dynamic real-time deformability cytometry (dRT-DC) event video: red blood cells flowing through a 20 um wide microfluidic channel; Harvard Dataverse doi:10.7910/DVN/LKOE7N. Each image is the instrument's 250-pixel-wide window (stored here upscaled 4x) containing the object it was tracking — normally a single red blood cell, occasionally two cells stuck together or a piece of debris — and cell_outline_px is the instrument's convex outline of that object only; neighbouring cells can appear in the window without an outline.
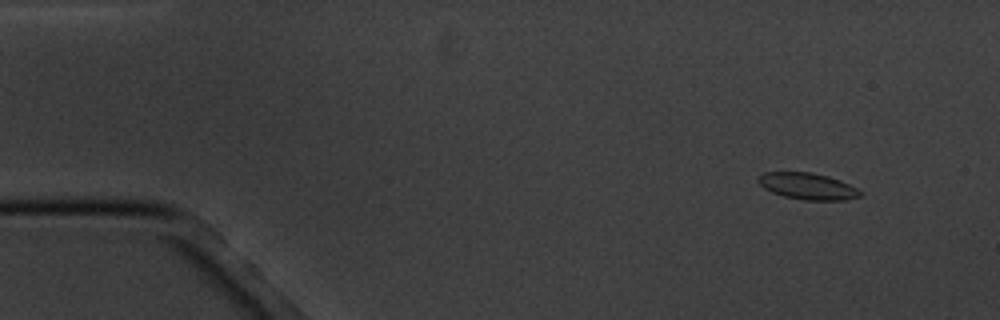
{"species": "common noctule bat (a hibernating species)", "species_latin": "Nyctalus noctula", "temperature_condition": "cold", "stored_images_in_passage": 4, "camera_frame_rate_fps": 3000, "um_per_image_px": 0.085, "animal": {"sex": "male", "body_mass_g": 20.1, "forearm_length_mm": 53.5}, "frame": {"image": 1, "passage_image": 1, "time_ms": 0.0, "image_size_px": [1000, 320], "cell_outline_px": [[864, 192], [860, 196], [848, 200], [804, 200], [784, 196], [772, 192], [764, 188], [756, 180], [764, 172], [812, 172], [828, 176], [840, 180]], "centroid_in_image_um": [68.67, 15.83], "position_along_channel_um": 16.3, "area_um2": 15.78}}
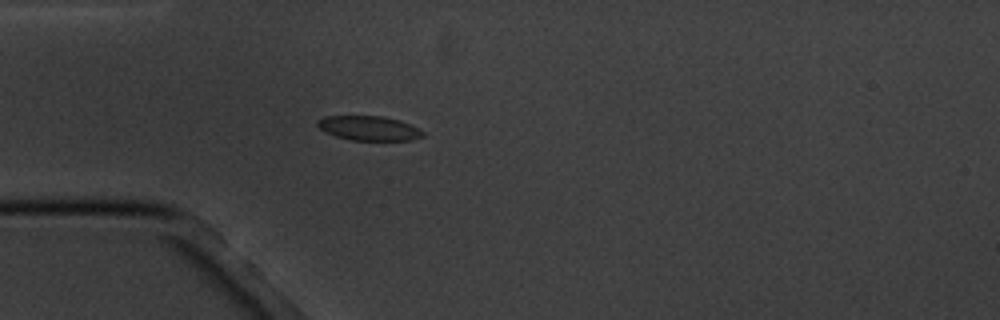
{"frame": {"image": 2, "passage_image": 4, "time_ms": 3.667, "image_size_px": [1000, 320], "cell_outline_px": [[424, 136], [412, 140], [352, 140], [336, 136], [320, 128], [316, 124], [316, 120], [324, 116], [384, 116], [400, 120], [420, 128], [424, 132]], "centroid_in_image_um": [31.39, 10.89], "position_along_channel_um": 53.6, "area_um2": 15.09}}